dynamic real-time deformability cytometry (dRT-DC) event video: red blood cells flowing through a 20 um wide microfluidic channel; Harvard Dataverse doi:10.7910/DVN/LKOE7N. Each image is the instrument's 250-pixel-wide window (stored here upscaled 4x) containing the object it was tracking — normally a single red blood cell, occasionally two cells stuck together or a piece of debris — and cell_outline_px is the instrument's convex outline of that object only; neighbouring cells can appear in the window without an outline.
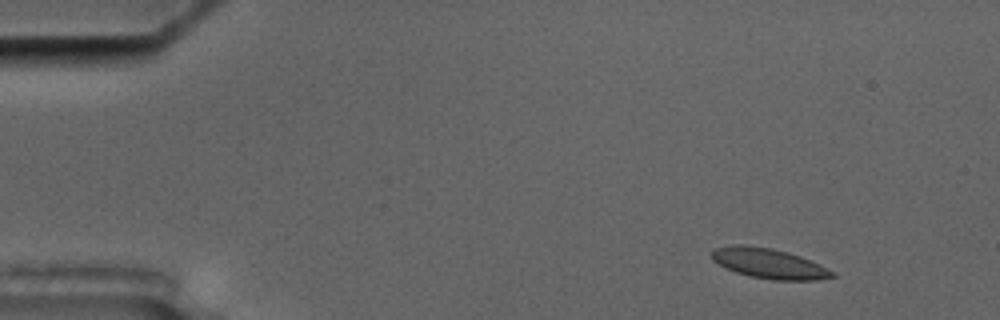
{"species": "common noctule bat (a hibernating species)", "species_latin": "Nyctalus noctula", "temperature_condition": "cold", "stored_images_in_passage": 10, "camera_frame_rate_fps": 3000, "um_per_image_px": 0.085, "animal": {"sex": "male", "body_mass_g": 17.5, "forearm_length_mm": 52.3}, "frame": {"image": 1, "passage_image": 1, "time_ms": 0.0, "image_size_px": [1000, 320], "cell_outline_px": [[836, 276], [816, 280], [772, 280], [748, 276], [736, 272], [712, 260], [712, 252], [716, 248], [732, 244], [744, 244], [772, 248], [788, 252], [800, 256], [836, 272]], "centroid_in_image_um": [65.37, 22.39], "position_along_channel_um": 19.6, "area_um2": 21.1}}
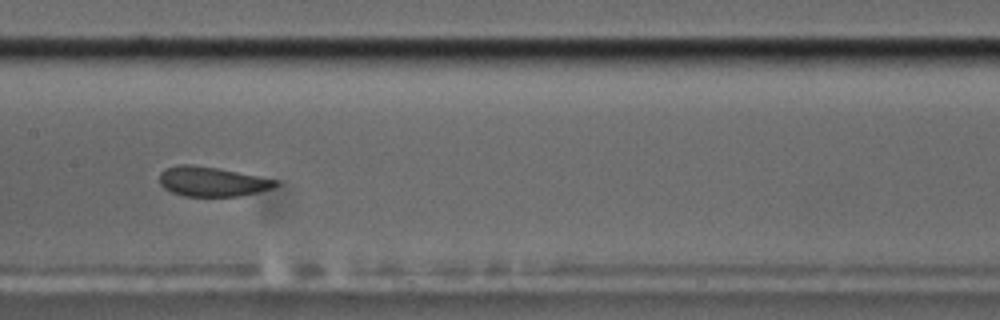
{"frame": {"image": 2, "passage_image": 7, "time_ms": 7.667, "image_size_px": [1000, 320], "cell_outline_px": [[280, 184], [272, 188], [240, 196], [184, 196], [172, 192], [164, 188], [160, 184], [160, 172], [164, 168], [180, 164], [192, 164], [216, 168], [276, 180]], "centroid_in_image_um": [17.97, 15.43], "position_along_channel_um": 189.4, "area_um2": 19.83}}
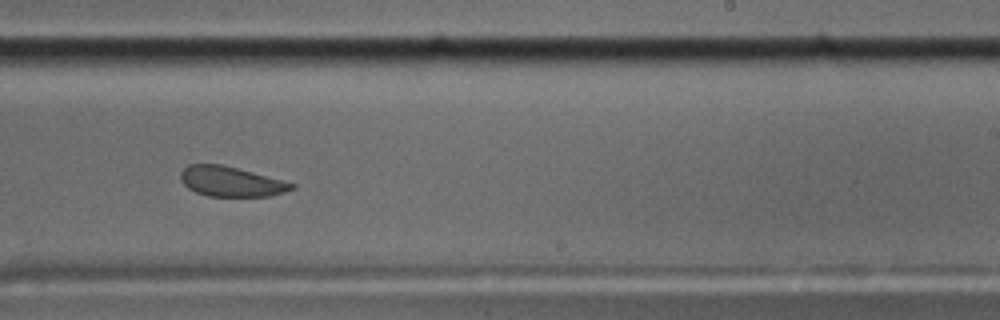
{"frame": {"image": 3, "passage_image": 9, "time_ms": 10.0, "image_size_px": [1000, 320], "cell_outline_px": [[296, 188], [284, 192], [268, 196], [208, 196], [196, 192], [188, 188], [180, 180], [180, 172], [188, 164], [220, 164], [252, 172], [296, 184]], "centroid_in_image_um": [19.61, 15.43], "position_along_channel_um": 269.4, "area_um2": 19.25}}